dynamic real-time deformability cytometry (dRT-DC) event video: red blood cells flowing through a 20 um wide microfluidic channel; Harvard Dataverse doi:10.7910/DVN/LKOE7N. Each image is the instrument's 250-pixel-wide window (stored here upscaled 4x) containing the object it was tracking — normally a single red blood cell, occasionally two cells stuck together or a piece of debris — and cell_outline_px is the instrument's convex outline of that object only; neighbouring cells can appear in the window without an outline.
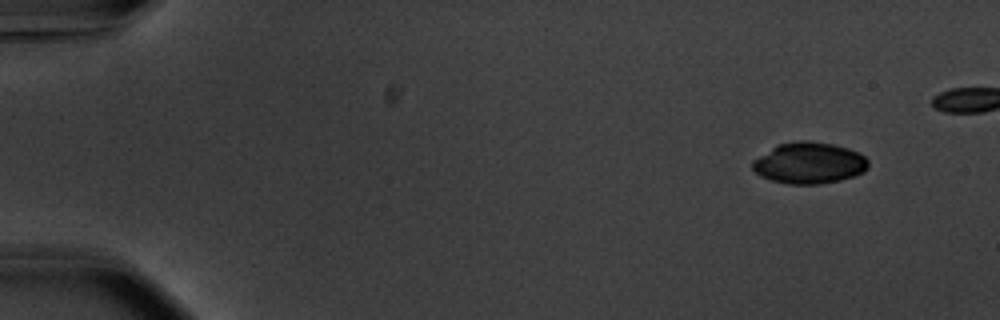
{"species": "common noctule bat (a hibernating species)", "species_latin": "Nyctalus noctula", "temperature_condition": "warm", "stored_images_in_passage": 46, "camera_frame_rate_fps": 3000, "um_per_image_px": 0.085, "animal": {"sex": "male", "body_mass_g": 20.1, "forearm_length_mm": 53.5}, "frame": {"image": 1, "passage_image": 1, "time_ms": 0.0, "image_size_px": [1000, 320], "cell_outline_px": [[868, 168], [864, 172], [840, 180], [820, 184], [788, 184], [772, 180], [760, 176], [752, 168], [752, 160], [776, 144], [800, 140], [808, 140], [832, 144], [848, 148], [860, 152], [868, 160]], "centroid_in_image_um": [68.77, 13.84], "position_along_channel_um": 16.2, "area_um2": 28.09}}
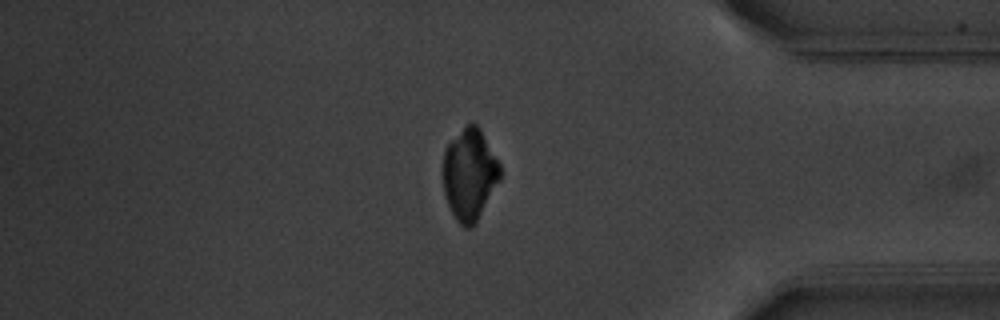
{"frame": {"image": 2, "passage_image": 43, "time_ms": 14.0, "image_size_px": [1000, 320], "cell_outline_px": [[500, 180], [476, 224], [472, 228], [464, 228], [456, 220], [448, 204], [444, 192], [444, 148], [472, 120], [480, 128], [500, 164]], "centroid_in_image_um": [39.93, 14.86], "position_along_channel_um": 395.3, "area_um2": 30.29}}